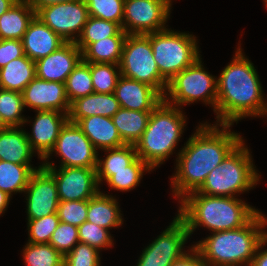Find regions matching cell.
I'll use <instances>...</instances> for the list:
<instances>
[{"label": "cell", "instance_id": "6da1fadb", "mask_svg": "<svg viewBox=\"0 0 267 266\" xmlns=\"http://www.w3.org/2000/svg\"><path fill=\"white\" fill-rule=\"evenodd\" d=\"M230 127L202 124L189 138L176 159L177 172L171 180L174 196L183 199L197 191L208 174L243 140L239 134L228 131Z\"/></svg>", "mask_w": 267, "mask_h": 266}, {"label": "cell", "instance_id": "3957f363", "mask_svg": "<svg viewBox=\"0 0 267 266\" xmlns=\"http://www.w3.org/2000/svg\"><path fill=\"white\" fill-rule=\"evenodd\" d=\"M180 203L178 216L184 221L189 235L198 226L212 232L238 229L259 212L241 199L204 195L197 191L186 195Z\"/></svg>", "mask_w": 267, "mask_h": 266}, {"label": "cell", "instance_id": "8992f818", "mask_svg": "<svg viewBox=\"0 0 267 266\" xmlns=\"http://www.w3.org/2000/svg\"><path fill=\"white\" fill-rule=\"evenodd\" d=\"M243 140L206 177L197 192L210 196L235 197L250 190L259 181V174Z\"/></svg>", "mask_w": 267, "mask_h": 266}, {"label": "cell", "instance_id": "8d00e7d4", "mask_svg": "<svg viewBox=\"0 0 267 266\" xmlns=\"http://www.w3.org/2000/svg\"><path fill=\"white\" fill-rule=\"evenodd\" d=\"M89 16L118 23L122 27L124 0H85Z\"/></svg>", "mask_w": 267, "mask_h": 266}, {"label": "cell", "instance_id": "603a6c76", "mask_svg": "<svg viewBox=\"0 0 267 266\" xmlns=\"http://www.w3.org/2000/svg\"><path fill=\"white\" fill-rule=\"evenodd\" d=\"M36 11L26 0H18L0 16V39L22 40Z\"/></svg>", "mask_w": 267, "mask_h": 266}, {"label": "cell", "instance_id": "484cf974", "mask_svg": "<svg viewBox=\"0 0 267 266\" xmlns=\"http://www.w3.org/2000/svg\"><path fill=\"white\" fill-rule=\"evenodd\" d=\"M35 77V62L24 54L0 69V88L22 93Z\"/></svg>", "mask_w": 267, "mask_h": 266}, {"label": "cell", "instance_id": "b9f144b4", "mask_svg": "<svg viewBox=\"0 0 267 266\" xmlns=\"http://www.w3.org/2000/svg\"><path fill=\"white\" fill-rule=\"evenodd\" d=\"M99 251L90 245L78 242L64 256V266H100Z\"/></svg>", "mask_w": 267, "mask_h": 266}, {"label": "cell", "instance_id": "8fae6325", "mask_svg": "<svg viewBox=\"0 0 267 266\" xmlns=\"http://www.w3.org/2000/svg\"><path fill=\"white\" fill-rule=\"evenodd\" d=\"M36 16L66 42H76L89 18L85 0H74L41 7ZM77 37L75 38L74 34Z\"/></svg>", "mask_w": 267, "mask_h": 266}, {"label": "cell", "instance_id": "7c38bea8", "mask_svg": "<svg viewBox=\"0 0 267 266\" xmlns=\"http://www.w3.org/2000/svg\"><path fill=\"white\" fill-rule=\"evenodd\" d=\"M55 152L60 155L61 167L96 168L98 152L77 124L67 122L61 129L55 146L43 159Z\"/></svg>", "mask_w": 267, "mask_h": 266}, {"label": "cell", "instance_id": "d590c367", "mask_svg": "<svg viewBox=\"0 0 267 266\" xmlns=\"http://www.w3.org/2000/svg\"><path fill=\"white\" fill-rule=\"evenodd\" d=\"M151 168L139 157L130 165L129 170L112 171V176L106 181L110 188L119 191L134 189L143 176V172Z\"/></svg>", "mask_w": 267, "mask_h": 266}, {"label": "cell", "instance_id": "5bb4252c", "mask_svg": "<svg viewBox=\"0 0 267 266\" xmlns=\"http://www.w3.org/2000/svg\"><path fill=\"white\" fill-rule=\"evenodd\" d=\"M42 167L54 177L59 201L89 200L100 191L96 168L60 167L57 171L53 163L47 161Z\"/></svg>", "mask_w": 267, "mask_h": 266}, {"label": "cell", "instance_id": "f1b7e54d", "mask_svg": "<svg viewBox=\"0 0 267 266\" xmlns=\"http://www.w3.org/2000/svg\"><path fill=\"white\" fill-rule=\"evenodd\" d=\"M104 150L108 152L107 157L104 160L97 159L98 185L103 179L107 181L112 176V171L129 170V165L137 158L135 145L125 144L122 147Z\"/></svg>", "mask_w": 267, "mask_h": 266}, {"label": "cell", "instance_id": "2e32d148", "mask_svg": "<svg viewBox=\"0 0 267 266\" xmlns=\"http://www.w3.org/2000/svg\"><path fill=\"white\" fill-rule=\"evenodd\" d=\"M22 96L24 107H31L36 111L49 110L69 113L70 110L65 83L46 81L35 77L24 88Z\"/></svg>", "mask_w": 267, "mask_h": 266}, {"label": "cell", "instance_id": "7402d4cb", "mask_svg": "<svg viewBox=\"0 0 267 266\" xmlns=\"http://www.w3.org/2000/svg\"><path fill=\"white\" fill-rule=\"evenodd\" d=\"M76 124L96 149L104 150L125 145L112 118L94 115L82 118Z\"/></svg>", "mask_w": 267, "mask_h": 266}, {"label": "cell", "instance_id": "836d02e7", "mask_svg": "<svg viewBox=\"0 0 267 266\" xmlns=\"http://www.w3.org/2000/svg\"><path fill=\"white\" fill-rule=\"evenodd\" d=\"M26 266H64V256L49 243H27L23 249Z\"/></svg>", "mask_w": 267, "mask_h": 266}, {"label": "cell", "instance_id": "9c48e42d", "mask_svg": "<svg viewBox=\"0 0 267 266\" xmlns=\"http://www.w3.org/2000/svg\"><path fill=\"white\" fill-rule=\"evenodd\" d=\"M201 59L198 58L192 65L176 74L167 86L163 100L177 107L193 103L200 99L206 104H211L216 108L217 101V80L214 76L206 72L201 64ZM170 95L172 101H170ZM177 105V106H176Z\"/></svg>", "mask_w": 267, "mask_h": 266}, {"label": "cell", "instance_id": "ab89813d", "mask_svg": "<svg viewBox=\"0 0 267 266\" xmlns=\"http://www.w3.org/2000/svg\"><path fill=\"white\" fill-rule=\"evenodd\" d=\"M78 242V227L60 221L51 236L49 244L63 256H66Z\"/></svg>", "mask_w": 267, "mask_h": 266}, {"label": "cell", "instance_id": "7dc6e473", "mask_svg": "<svg viewBox=\"0 0 267 266\" xmlns=\"http://www.w3.org/2000/svg\"><path fill=\"white\" fill-rule=\"evenodd\" d=\"M10 196L0 190V215L6 210Z\"/></svg>", "mask_w": 267, "mask_h": 266}, {"label": "cell", "instance_id": "681fc988", "mask_svg": "<svg viewBox=\"0 0 267 266\" xmlns=\"http://www.w3.org/2000/svg\"><path fill=\"white\" fill-rule=\"evenodd\" d=\"M8 126L4 123V121L2 120L1 116H0V131L7 129Z\"/></svg>", "mask_w": 267, "mask_h": 266}, {"label": "cell", "instance_id": "52a82bcc", "mask_svg": "<svg viewBox=\"0 0 267 266\" xmlns=\"http://www.w3.org/2000/svg\"><path fill=\"white\" fill-rule=\"evenodd\" d=\"M196 37L168 29L150 33L153 57L160 75L169 82L200 58Z\"/></svg>", "mask_w": 267, "mask_h": 266}, {"label": "cell", "instance_id": "7bdbcfd3", "mask_svg": "<svg viewBox=\"0 0 267 266\" xmlns=\"http://www.w3.org/2000/svg\"><path fill=\"white\" fill-rule=\"evenodd\" d=\"M24 55L22 40L0 39V69L11 60Z\"/></svg>", "mask_w": 267, "mask_h": 266}, {"label": "cell", "instance_id": "cb8c5ba5", "mask_svg": "<svg viewBox=\"0 0 267 266\" xmlns=\"http://www.w3.org/2000/svg\"><path fill=\"white\" fill-rule=\"evenodd\" d=\"M19 127H8L0 131V160L15 164H30L35 151L32 150L26 131Z\"/></svg>", "mask_w": 267, "mask_h": 266}, {"label": "cell", "instance_id": "f6af8a7d", "mask_svg": "<svg viewBox=\"0 0 267 266\" xmlns=\"http://www.w3.org/2000/svg\"><path fill=\"white\" fill-rule=\"evenodd\" d=\"M267 243V237L259 244L250 266H267V249L262 250Z\"/></svg>", "mask_w": 267, "mask_h": 266}, {"label": "cell", "instance_id": "277c9868", "mask_svg": "<svg viewBox=\"0 0 267 266\" xmlns=\"http://www.w3.org/2000/svg\"><path fill=\"white\" fill-rule=\"evenodd\" d=\"M266 224L267 218L258 212L243 227L213 232L194 247L207 266H250L259 244L267 237L262 231Z\"/></svg>", "mask_w": 267, "mask_h": 266}, {"label": "cell", "instance_id": "ffe728a7", "mask_svg": "<svg viewBox=\"0 0 267 266\" xmlns=\"http://www.w3.org/2000/svg\"><path fill=\"white\" fill-rule=\"evenodd\" d=\"M65 43L37 16L30 22L22 38L24 54L34 62L58 50Z\"/></svg>", "mask_w": 267, "mask_h": 266}, {"label": "cell", "instance_id": "30bf717a", "mask_svg": "<svg viewBox=\"0 0 267 266\" xmlns=\"http://www.w3.org/2000/svg\"><path fill=\"white\" fill-rule=\"evenodd\" d=\"M170 7L169 0H124L122 29L127 34L165 30Z\"/></svg>", "mask_w": 267, "mask_h": 266}, {"label": "cell", "instance_id": "1f68e13d", "mask_svg": "<svg viewBox=\"0 0 267 266\" xmlns=\"http://www.w3.org/2000/svg\"><path fill=\"white\" fill-rule=\"evenodd\" d=\"M65 88L70 104L78 98L94 93L90 63L81 60L68 75Z\"/></svg>", "mask_w": 267, "mask_h": 266}, {"label": "cell", "instance_id": "83f0119b", "mask_svg": "<svg viewBox=\"0 0 267 266\" xmlns=\"http://www.w3.org/2000/svg\"><path fill=\"white\" fill-rule=\"evenodd\" d=\"M126 36L127 33L122 29L115 36L91 43L82 52V60L86 63H113L119 65Z\"/></svg>", "mask_w": 267, "mask_h": 266}, {"label": "cell", "instance_id": "f546056e", "mask_svg": "<svg viewBox=\"0 0 267 266\" xmlns=\"http://www.w3.org/2000/svg\"><path fill=\"white\" fill-rule=\"evenodd\" d=\"M30 164H15L0 160V190L11 197L12 192H24L31 175L39 170Z\"/></svg>", "mask_w": 267, "mask_h": 266}, {"label": "cell", "instance_id": "d6a6232c", "mask_svg": "<svg viewBox=\"0 0 267 266\" xmlns=\"http://www.w3.org/2000/svg\"><path fill=\"white\" fill-rule=\"evenodd\" d=\"M23 109L22 93L0 88V116L8 127H21L28 122L21 115Z\"/></svg>", "mask_w": 267, "mask_h": 266}, {"label": "cell", "instance_id": "d6986e66", "mask_svg": "<svg viewBox=\"0 0 267 266\" xmlns=\"http://www.w3.org/2000/svg\"><path fill=\"white\" fill-rule=\"evenodd\" d=\"M114 94L120 107L135 111H153L163 100L154 87L122 75Z\"/></svg>", "mask_w": 267, "mask_h": 266}, {"label": "cell", "instance_id": "7a4b0ae2", "mask_svg": "<svg viewBox=\"0 0 267 266\" xmlns=\"http://www.w3.org/2000/svg\"><path fill=\"white\" fill-rule=\"evenodd\" d=\"M258 77L253 63L238 48L217 80L215 113L220 125H232L246 116L267 115V103Z\"/></svg>", "mask_w": 267, "mask_h": 266}, {"label": "cell", "instance_id": "5b68a950", "mask_svg": "<svg viewBox=\"0 0 267 266\" xmlns=\"http://www.w3.org/2000/svg\"><path fill=\"white\" fill-rule=\"evenodd\" d=\"M179 108L162 100L151 112L147 127L135 144L137 157L151 169L163 163L180 140L185 116Z\"/></svg>", "mask_w": 267, "mask_h": 266}, {"label": "cell", "instance_id": "9a60e30c", "mask_svg": "<svg viewBox=\"0 0 267 266\" xmlns=\"http://www.w3.org/2000/svg\"><path fill=\"white\" fill-rule=\"evenodd\" d=\"M27 192L28 219H39L57 213L59 198L54 177L41 167L29 180Z\"/></svg>", "mask_w": 267, "mask_h": 266}, {"label": "cell", "instance_id": "ac0fdd59", "mask_svg": "<svg viewBox=\"0 0 267 266\" xmlns=\"http://www.w3.org/2000/svg\"><path fill=\"white\" fill-rule=\"evenodd\" d=\"M69 121L68 113L60 111H37L32 135L26 132L32 150L43 160L55 146L61 129Z\"/></svg>", "mask_w": 267, "mask_h": 266}, {"label": "cell", "instance_id": "44dd1931", "mask_svg": "<svg viewBox=\"0 0 267 266\" xmlns=\"http://www.w3.org/2000/svg\"><path fill=\"white\" fill-rule=\"evenodd\" d=\"M120 105L114 93H92L76 99L70 104L68 113L69 122L77 123L82 118L94 115L111 118Z\"/></svg>", "mask_w": 267, "mask_h": 266}, {"label": "cell", "instance_id": "bcb514c9", "mask_svg": "<svg viewBox=\"0 0 267 266\" xmlns=\"http://www.w3.org/2000/svg\"><path fill=\"white\" fill-rule=\"evenodd\" d=\"M32 8L37 11L41 7H45L52 4L64 3V2H71L74 0H26Z\"/></svg>", "mask_w": 267, "mask_h": 266}, {"label": "cell", "instance_id": "4dcf8cb0", "mask_svg": "<svg viewBox=\"0 0 267 266\" xmlns=\"http://www.w3.org/2000/svg\"><path fill=\"white\" fill-rule=\"evenodd\" d=\"M122 27L115 22L89 16L80 37L75 42L83 52L91 43L117 35Z\"/></svg>", "mask_w": 267, "mask_h": 266}, {"label": "cell", "instance_id": "e0dca14e", "mask_svg": "<svg viewBox=\"0 0 267 266\" xmlns=\"http://www.w3.org/2000/svg\"><path fill=\"white\" fill-rule=\"evenodd\" d=\"M82 60V51L75 42H66L58 50L35 61L36 77L65 83L68 75Z\"/></svg>", "mask_w": 267, "mask_h": 266}, {"label": "cell", "instance_id": "d4e9b609", "mask_svg": "<svg viewBox=\"0 0 267 266\" xmlns=\"http://www.w3.org/2000/svg\"><path fill=\"white\" fill-rule=\"evenodd\" d=\"M117 203L115 198L99 191L88 200L86 221L108 230L120 226L123 218Z\"/></svg>", "mask_w": 267, "mask_h": 266}, {"label": "cell", "instance_id": "60d3db41", "mask_svg": "<svg viewBox=\"0 0 267 266\" xmlns=\"http://www.w3.org/2000/svg\"><path fill=\"white\" fill-rule=\"evenodd\" d=\"M88 200L59 201L57 214L63 223L79 227L87 219Z\"/></svg>", "mask_w": 267, "mask_h": 266}, {"label": "cell", "instance_id": "74e56055", "mask_svg": "<svg viewBox=\"0 0 267 266\" xmlns=\"http://www.w3.org/2000/svg\"><path fill=\"white\" fill-rule=\"evenodd\" d=\"M59 222L57 213L39 219H28L29 243H49Z\"/></svg>", "mask_w": 267, "mask_h": 266}, {"label": "cell", "instance_id": "4316f807", "mask_svg": "<svg viewBox=\"0 0 267 266\" xmlns=\"http://www.w3.org/2000/svg\"><path fill=\"white\" fill-rule=\"evenodd\" d=\"M152 111H135L120 107L111 117L121 139L127 145H135L147 127Z\"/></svg>", "mask_w": 267, "mask_h": 266}, {"label": "cell", "instance_id": "4fadbf2b", "mask_svg": "<svg viewBox=\"0 0 267 266\" xmlns=\"http://www.w3.org/2000/svg\"><path fill=\"white\" fill-rule=\"evenodd\" d=\"M176 216L171 225L143 250L137 266H171L186 253L182 250L190 235L184 221Z\"/></svg>", "mask_w": 267, "mask_h": 266}, {"label": "cell", "instance_id": "c3c4849f", "mask_svg": "<svg viewBox=\"0 0 267 266\" xmlns=\"http://www.w3.org/2000/svg\"><path fill=\"white\" fill-rule=\"evenodd\" d=\"M18 0H0V16L7 12L9 8Z\"/></svg>", "mask_w": 267, "mask_h": 266}, {"label": "cell", "instance_id": "f35d334b", "mask_svg": "<svg viewBox=\"0 0 267 266\" xmlns=\"http://www.w3.org/2000/svg\"><path fill=\"white\" fill-rule=\"evenodd\" d=\"M79 242L86 243L98 251L112 246L113 240L108 229L85 221L78 227Z\"/></svg>", "mask_w": 267, "mask_h": 266}, {"label": "cell", "instance_id": "ba28073f", "mask_svg": "<svg viewBox=\"0 0 267 266\" xmlns=\"http://www.w3.org/2000/svg\"><path fill=\"white\" fill-rule=\"evenodd\" d=\"M121 75L154 87L163 97L168 82L160 75L148 34H127L120 61Z\"/></svg>", "mask_w": 267, "mask_h": 266}, {"label": "cell", "instance_id": "ee69618b", "mask_svg": "<svg viewBox=\"0 0 267 266\" xmlns=\"http://www.w3.org/2000/svg\"><path fill=\"white\" fill-rule=\"evenodd\" d=\"M190 253H185L180 259L174 261L171 266H207L200 252L193 246Z\"/></svg>", "mask_w": 267, "mask_h": 266}, {"label": "cell", "instance_id": "e575fe53", "mask_svg": "<svg viewBox=\"0 0 267 266\" xmlns=\"http://www.w3.org/2000/svg\"><path fill=\"white\" fill-rule=\"evenodd\" d=\"M119 65L113 63H90L92 85L94 92L109 94L114 93L117 82L121 76Z\"/></svg>", "mask_w": 267, "mask_h": 266}]
</instances>
